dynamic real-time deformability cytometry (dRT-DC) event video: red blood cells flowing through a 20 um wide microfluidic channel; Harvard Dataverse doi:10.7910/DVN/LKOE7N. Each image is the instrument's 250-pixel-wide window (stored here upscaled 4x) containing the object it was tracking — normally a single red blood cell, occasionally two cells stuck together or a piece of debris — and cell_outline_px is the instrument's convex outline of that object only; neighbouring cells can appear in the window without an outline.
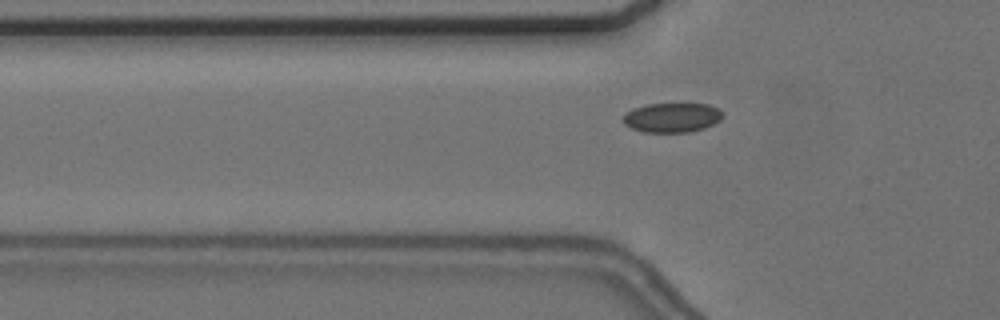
{"species": "common noctule bat (a hibernating species)", "species_latin": "Nyctalus noctula", "temperature_condition": "cold", "stored_images_in_passage": 46, "camera_frame_rate_fps": 3000, "um_per_image_px": 0.085, "animal": {"sex": "female", "body_mass_g": 24.6, "forearm_length_mm": 56.2}, "frame": {"image": 1, "passage_image": 8, "time_ms": 2.333, "image_size_px": [1000, 320], "cell_outline_px": [[724, 116], [720, 120], [704, 128], [688, 132], [644, 132], [632, 128], [624, 124], [624, 112], [632, 108], [648, 104], [708, 104], [720, 108], [724, 112]], "centroid_in_image_um": [57.14, 9.98], "position_along_channel_um": 68.7, "area_um2": 17.22}}
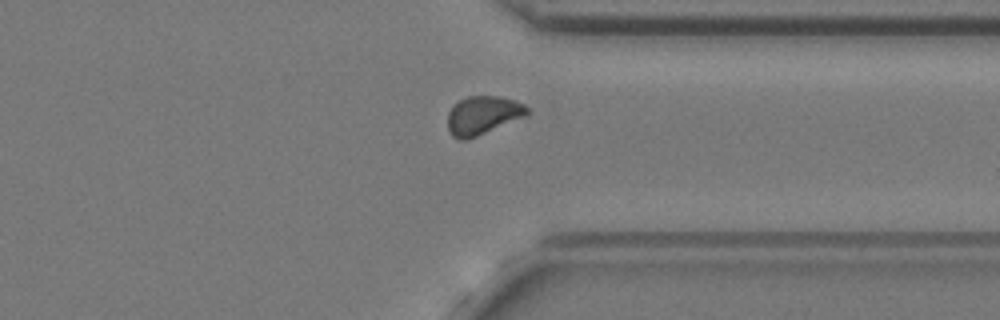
{"frame": {"image": 2, "passage_image": 33, "time_ms": 10.667, "image_size_px": [1000, 320], "cell_outline_px": [[528, 112], [524, 116], [468, 140], [460, 140], [452, 136], [448, 128], [448, 112], [452, 104], [468, 96], [500, 96], [516, 100], [524, 104], [528, 108]], "centroid_in_image_um": [41.0, 9.79], "position_along_channel_um": 370.4, "area_um2": 17.8}}
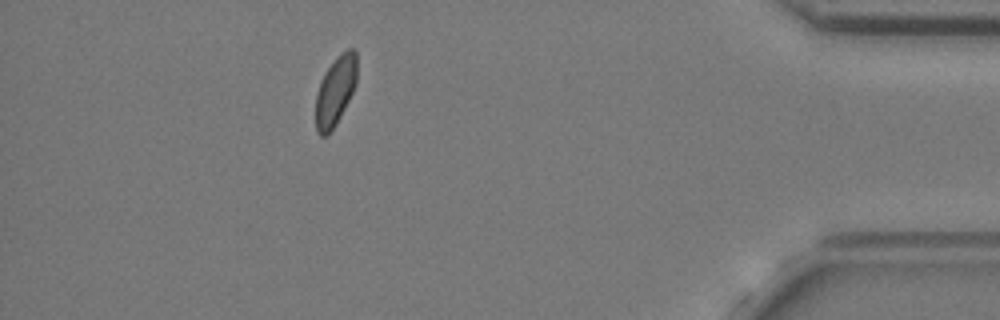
{"frame": {"image": 3, "passage_image": 40, "time_ms": 13.0, "image_size_px": [1000, 320], "cell_outline_px": [[356, 84], [336, 124], [328, 136], [320, 136], [316, 132], [316, 92], [320, 80], [324, 72], [336, 56], [340, 52], [348, 48], [352, 48], [356, 52]], "centroid_in_image_um": [28.48, 7.71], "position_along_channel_um": 406.7, "area_um2": 16.76}, "authors_computed_cell_mechanics": {"area_um2": 17.2244, "velocity_mm_per_s": 3.6242, "shape_relaxation_time_tau1_ms": null, "shape_relaxation_time_tau2_ms": 3.0859, "deformation_change_tau1": null, "deformation_change_tau2": 0.0526}}